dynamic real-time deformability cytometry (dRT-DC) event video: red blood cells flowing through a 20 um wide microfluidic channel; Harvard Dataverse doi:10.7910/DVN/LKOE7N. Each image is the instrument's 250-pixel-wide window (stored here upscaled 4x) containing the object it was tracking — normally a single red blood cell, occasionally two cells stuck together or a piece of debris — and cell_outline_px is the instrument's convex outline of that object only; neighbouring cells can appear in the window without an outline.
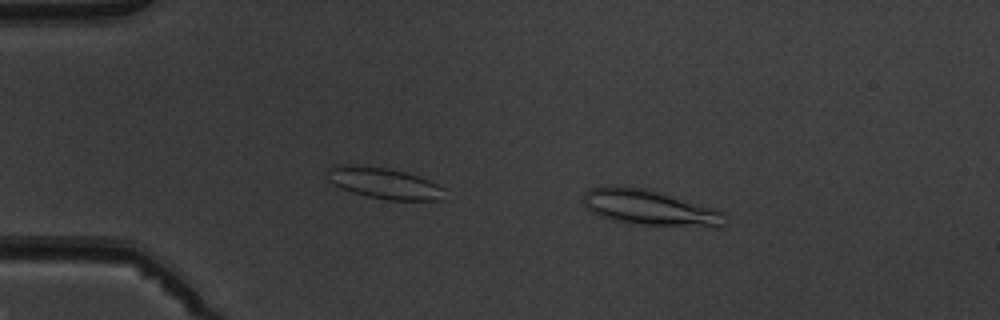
{"species": "common noctule bat (a hibernating species)", "species_latin": "Nyctalus noctula", "temperature_condition": "warm", "stored_images_in_passage": 3, "camera_frame_rate_fps": 3000, "um_per_image_px": 0.085, "animal": {"sex": "male", "body_mass_g": 19.5, "forearm_length_mm": 54.6}, "frame": {"image": 1, "passage_image": 1, "time_ms": 0.0, "image_size_px": [1000, 320], "cell_outline_px": [[728, 224], [724, 228], [712, 228], [636, 224], [616, 220], [600, 216], [584, 208], [584, 192], [588, 188], [648, 188], [716, 208], [724, 212], [728, 216]], "centroid_in_image_um": [55.41, 17.7], "position_along_channel_um": 29.6, "area_um2": 29.59}}